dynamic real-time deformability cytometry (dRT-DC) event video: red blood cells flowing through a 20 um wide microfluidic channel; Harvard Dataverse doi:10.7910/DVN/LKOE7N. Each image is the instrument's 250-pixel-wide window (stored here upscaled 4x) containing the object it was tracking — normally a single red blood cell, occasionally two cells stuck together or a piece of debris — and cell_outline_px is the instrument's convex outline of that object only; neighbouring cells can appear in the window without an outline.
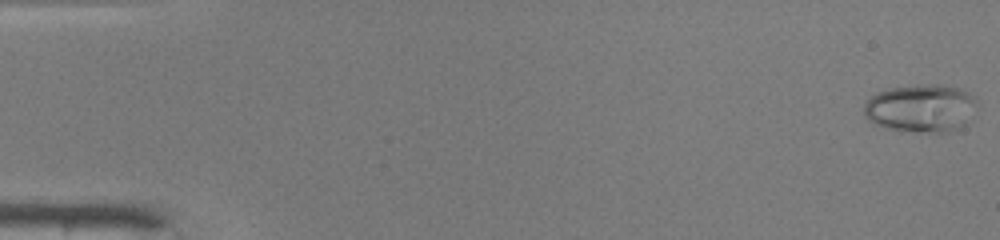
{"species": "common noctule bat (a hibernating species)", "species_latin": "Nyctalus noctula", "temperature_condition": "warm", "stored_images_in_passage": 49, "camera_frame_rate_fps": 3000, "um_per_image_px": 0.085, "animal": {"sex": "male", "body_mass_g": 19.0, "forearm_length_mm": 50.8}, "frame": {"image": 1, "passage_image": 1, "time_ms": 0.0, "image_size_px": [1000, 240], "cell_outline_px": [[976, 104], [964, 124], [948, 132], [932, 132], [892, 128], [876, 124], [868, 120], [864, 116], [864, 104], [876, 92], [892, 88], [932, 84], [940, 84], [956, 88], [968, 92], [976, 96]], "centroid_in_image_um": [78.26, 9.17], "position_along_channel_um": 6.7, "area_um2": 30.75}}
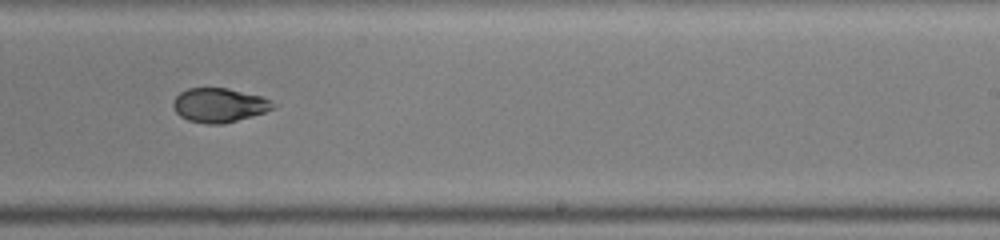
{"frame": {"image": 2, "passage_image": 31, "time_ms": 10.0, "image_size_px": [1000, 240], "cell_outline_px": [[276, 108], [252, 116], [224, 124], [208, 124], [188, 120], [180, 116], [176, 112], [172, 104], [172, 100], [180, 92], [188, 88], [228, 88], [260, 96], [276, 104]], "centroid_in_image_um": [18.61, 8.94], "position_along_channel_um": 270.4, "area_um2": 19.88}}
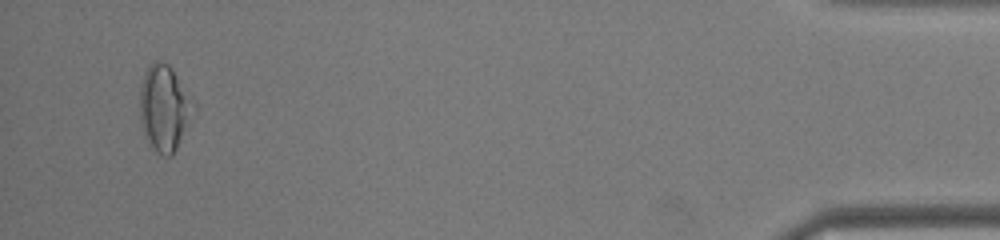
{"frame": {"image": 3, "passage_image": 47, "time_ms": 15.333, "image_size_px": [1000, 240], "cell_outline_px": [[196, 112], [172, 156], [164, 156], [156, 152], [144, 136], [140, 116], [140, 88], [144, 72], [156, 60], [168, 64], [172, 68], [196, 104]], "centroid_in_image_um": [13.99, 9.2], "position_along_channel_um": 421.2, "area_um2": 27.05}, "authors_computed_cell_mechanics": {"area_um2": 21.097, "velocity_mm_per_s": 4.1958, "shape_relaxation_time_tau1_ms": null, "shape_relaxation_time_tau2_ms": 3.1266, "deformation_change_tau1": null, "deformation_change_tau2": 0.0578}}